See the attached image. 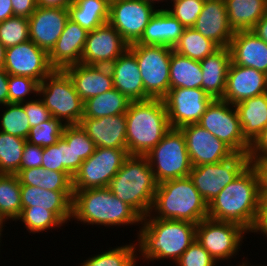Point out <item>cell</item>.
Masks as SVG:
<instances>
[{"instance_id":"obj_21","label":"cell","mask_w":267,"mask_h":266,"mask_svg":"<svg viewBox=\"0 0 267 266\" xmlns=\"http://www.w3.org/2000/svg\"><path fill=\"white\" fill-rule=\"evenodd\" d=\"M193 28L219 47H228L235 32L228 22L225 0H205Z\"/></svg>"},{"instance_id":"obj_39","label":"cell","mask_w":267,"mask_h":266,"mask_svg":"<svg viewBox=\"0 0 267 266\" xmlns=\"http://www.w3.org/2000/svg\"><path fill=\"white\" fill-rule=\"evenodd\" d=\"M21 222L26 232L29 234H39L53 232L52 229L58 230L65 227V223L52 211L45 208H34V206L25 207L22 209L20 216L15 220V223ZM64 225L63 228H61ZM51 229V230H50ZM49 230V231H48Z\"/></svg>"},{"instance_id":"obj_50","label":"cell","mask_w":267,"mask_h":266,"mask_svg":"<svg viewBox=\"0 0 267 266\" xmlns=\"http://www.w3.org/2000/svg\"><path fill=\"white\" fill-rule=\"evenodd\" d=\"M42 167L52 171L63 172L61 148H58V141L56 144L43 148Z\"/></svg>"},{"instance_id":"obj_43","label":"cell","mask_w":267,"mask_h":266,"mask_svg":"<svg viewBox=\"0 0 267 266\" xmlns=\"http://www.w3.org/2000/svg\"><path fill=\"white\" fill-rule=\"evenodd\" d=\"M65 124L58 118L51 117L49 120L30 128L26 141L42 148L56 144L62 137Z\"/></svg>"},{"instance_id":"obj_37","label":"cell","mask_w":267,"mask_h":266,"mask_svg":"<svg viewBox=\"0 0 267 266\" xmlns=\"http://www.w3.org/2000/svg\"><path fill=\"white\" fill-rule=\"evenodd\" d=\"M21 184L16 174H0V216L6 223L21 214ZM10 221V222H7Z\"/></svg>"},{"instance_id":"obj_15","label":"cell","mask_w":267,"mask_h":266,"mask_svg":"<svg viewBox=\"0 0 267 266\" xmlns=\"http://www.w3.org/2000/svg\"><path fill=\"white\" fill-rule=\"evenodd\" d=\"M212 100L201 88L169 89L163 101L171 128L198 123Z\"/></svg>"},{"instance_id":"obj_41","label":"cell","mask_w":267,"mask_h":266,"mask_svg":"<svg viewBox=\"0 0 267 266\" xmlns=\"http://www.w3.org/2000/svg\"><path fill=\"white\" fill-rule=\"evenodd\" d=\"M0 110H3L0 115V131L27 139L30 125L23 106L20 103H8L1 106Z\"/></svg>"},{"instance_id":"obj_53","label":"cell","mask_w":267,"mask_h":266,"mask_svg":"<svg viewBox=\"0 0 267 266\" xmlns=\"http://www.w3.org/2000/svg\"><path fill=\"white\" fill-rule=\"evenodd\" d=\"M249 158H267V126L250 144Z\"/></svg>"},{"instance_id":"obj_64","label":"cell","mask_w":267,"mask_h":266,"mask_svg":"<svg viewBox=\"0 0 267 266\" xmlns=\"http://www.w3.org/2000/svg\"><path fill=\"white\" fill-rule=\"evenodd\" d=\"M260 207H267V195L262 199Z\"/></svg>"},{"instance_id":"obj_48","label":"cell","mask_w":267,"mask_h":266,"mask_svg":"<svg viewBox=\"0 0 267 266\" xmlns=\"http://www.w3.org/2000/svg\"><path fill=\"white\" fill-rule=\"evenodd\" d=\"M20 104L23 106L29 118L30 128L35 127L52 117L50 111L45 107L39 96L38 98Z\"/></svg>"},{"instance_id":"obj_11","label":"cell","mask_w":267,"mask_h":266,"mask_svg":"<svg viewBox=\"0 0 267 266\" xmlns=\"http://www.w3.org/2000/svg\"><path fill=\"white\" fill-rule=\"evenodd\" d=\"M197 124L223 141L235 153L248 155L250 143L243 136L234 105L222 99H213Z\"/></svg>"},{"instance_id":"obj_18","label":"cell","mask_w":267,"mask_h":266,"mask_svg":"<svg viewBox=\"0 0 267 266\" xmlns=\"http://www.w3.org/2000/svg\"><path fill=\"white\" fill-rule=\"evenodd\" d=\"M180 129L186 139L192 167L222 162L235 154L228 145L197 123L185 125Z\"/></svg>"},{"instance_id":"obj_8","label":"cell","mask_w":267,"mask_h":266,"mask_svg":"<svg viewBox=\"0 0 267 266\" xmlns=\"http://www.w3.org/2000/svg\"><path fill=\"white\" fill-rule=\"evenodd\" d=\"M146 157L158 184L187 177L192 169L186 139L180 128H171Z\"/></svg>"},{"instance_id":"obj_57","label":"cell","mask_w":267,"mask_h":266,"mask_svg":"<svg viewBox=\"0 0 267 266\" xmlns=\"http://www.w3.org/2000/svg\"><path fill=\"white\" fill-rule=\"evenodd\" d=\"M251 31L267 43V13L255 24Z\"/></svg>"},{"instance_id":"obj_42","label":"cell","mask_w":267,"mask_h":266,"mask_svg":"<svg viewBox=\"0 0 267 266\" xmlns=\"http://www.w3.org/2000/svg\"><path fill=\"white\" fill-rule=\"evenodd\" d=\"M62 138L75 152V174L80 169L83 161L88 159L95 150L94 142L89 138L80 124L65 125Z\"/></svg>"},{"instance_id":"obj_46","label":"cell","mask_w":267,"mask_h":266,"mask_svg":"<svg viewBox=\"0 0 267 266\" xmlns=\"http://www.w3.org/2000/svg\"><path fill=\"white\" fill-rule=\"evenodd\" d=\"M205 0L171 1L165 9L172 14L185 28L193 27L202 11Z\"/></svg>"},{"instance_id":"obj_17","label":"cell","mask_w":267,"mask_h":266,"mask_svg":"<svg viewBox=\"0 0 267 266\" xmlns=\"http://www.w3.org/2000/svg\"><path fill=\"white\" fill-rule=\"evenodd\" d=\"M129 47L120 33L109 23L88 32L81 63L110 66Z\"/></svg>"},{"instance_id":"obj_7","label":"cell","mask_w":267,"mask_h":266,"mask_svg":"<svg viewBox=\"0 0 267 266\" xmlns=\"http://www.w3.org/2000/svg\"><path fill=\"white\" fill-rule=\"evenodd\" d=\"M38 96L51 116L65 125L80 124L84 116V102L76 92L68 74L54 69L38 87Z\"/></svg>"},{"instance_id":"obj_36","label":"cell","mask_w":267,"mask_h":266,"mask_svg":"<svg viewBox=\"0 0 267 266\" xmlns=\"http://www.w3.org/2000/svg\"><path fill=\"white\" fill-rule=\"evenodd\" d=\"M137 243L136 240L129 242V244L123 243L120 246L109 247L108 250H103L89 256L80 266H138L137 255ZM78 265V266H79Z\"/></svg>"},{"instance_id":"obj_40","label":"cell","mask_w":267,"mask_h":266,"mask_svg":"<svg viewBox=\"0 0 267 266\" xmlns=\"http://www.w3.org/2000/svg\"><path fill=\"white\" fill-rule=\"evenodd\" d=\"M26 139L0 131V174H16L21 167Z\"/></svg>"},{"instance_id":"obj_10","label":"cell","mask_w":267,"mask_h":266,"mask_svg":"<svg viewBox=\"0 0 267 266\" xmlns=\"http://www.w3.org/2000/svg\"><path fill=\"white\" fill-rule=\"evenodd\" d=\"M247 234L250 233L236 223L210 218H205L196 225V240L218 263H231L233 258L235 261Z\"/></svg>"},{"instance_id":"obj_55","label":"cell","mask_w":267,"mask_h":266,"mask_svg":"<svg viewBox=\"0 0 267 266\" xmlns=\"http://www.w3.org/2000/svg\"><path fill=\"white\" fill-rule=\"evenodd\" d=\"M253 234H261V236L267 238V207H260L259 215L256 222V225L251 232Z\"/></svg>"},{"instance_id":"obj_3","label":"cell","mask_w":267,"mask_h":266,"mask_svg":"<svg viewBox=\"0 0 267 266\" xmlns=\"http://www.w3.org/2000/svg\"><path fill=\"white\" fill-rule=\"evenodd\" d=\"M73 191L72 222L106 229L142 224V217L107 187Z\"/></svg>"},{"instance_id":"obj_35","label":"cell","mask_w":267,"mask_h":266,"mask_svg":"<svg viewBox=\"0 0 267 266\" xmlns=\"http://www.w3.org/2000/svg\"><path fill=\"white\" fill-rule=\"evenodd\" d=\"M131 101L117 89L92 97L84 102L83 118H102L127 112Z\"/></svg>"},{"instance_id":"obj_62","label":"cell","mask_w":267,"mask_h":266,"mask_svg":"<svg viewBox=\"0 0 267 266\" xmlns=\"http://www.w3.org/2000/svg\"><path fill=\"white\" fill-rule=\"evenodd\" d=\"M231 266H233V264ZM234 266H263V265L261 263L258 265L257 264L251 265V263L249 262V259L246 257V258H244V260L242 258V262H240V263H238V265H234Z\"/></svg>"},{"instance_id":"obj_1","label":"cell","mask_w":267,"mask_h":266,"mask_svg":"<svg viewBox=\"0 0 267 266\" xmlns=\"http://www.w3.org/2000/svg\"><path fill=\"white\" fill-rule=\"evenodd\" d=\"M196 225L192 222L154 218L148 214L142 218L135 239L138 261L154 263L160 260L175 263L196 239ZM155 260V261H154Z\"/></svg>"},{"instance_id":"obj_12","label":"cell","mask_w":267,"mask_h":266,"mask_svg":"<svg viewBox=\"0 0 267 266\" xmlns=\"http://www.w3.org/2000/svg\"><path fill=\"white\" fill-rule=\"evenodd\" d=\"M128 156L127 149L96 147L73 176V190L108 187Z\"/></svg>"},{"instance_id":"obj_34","label":"cell","mask_w":267,"mask_h":266,"mask_svg":"<svg viewBox=\"0 0 267 266\" xmlns=\"http://www.w3.org/2000/svg\"><path fill=\"white\" fill-rule=\"evenodd\" d=\"M202 69L200 61L190 59L172 51L170 60V89L201 88Z\"/></svg>"},{"instance_id":"obj_32","label":"cell","mask_w":267,"mask_h":266,"mask_svg":"<svg viewBox=\"0 0 267 266\" xmlns=\"http://www.w3.org/2000/svg\"><path fill=\"white\" fill-rule=\"evenodd\" d=\"M68 9L69 18L89 32L108 23L110 2L108 0H74Z\"/></svg>"},{"instance_id":"obj_30","label":"cell","mask_w":267,"mask_h":266,"mask_svg":"<svg viewBox=\"0 0 267 266\" xmlns=\"http://www.w3.org/2000/svg\"><path fill=\"white\" fill-rule=\"evenodd\" d=\"M244 138L251 144L267 126V92L234 105Z\"/></svg>"},{"instance_id":"obj_61","label":"cell","mask_w":267,"mask_h":266,"mask_svg":"<svg viewBox=\"0 0 267 266\" xmlns=\"http://www.w3.org/2000/svg\"><path fill=\"white\" fill-rule=\"evenodd\" d=\"M5 50L6 48L4 45L0 42V68H3L4 61H5Z\"/></svg>"},{"instance_id":"obj_23","label":"cell","mask_w":267,"mask_h":266,"mask_svg":"<svg viewBox=\"0 0 267 266\" xmlns=\"http://www.w3.org/2000/svg\"><path fill=\"white\" fill-rule=\"evenodd\" d=\"M80 125L95 147L127 149L126 113L102 118H82Z\"/></svg>"},{"instance_id":"obj_54","label":"cell","mask_w":267,"mask_h":266,"mask_svg":"<svg viewBox=\"0 0 267 266\" xmlns=\"http://www.w3.org/2000/svg\"><path fill=\"white\" fill-rule=\"evenodd\" d=\"M14 16L29 18L37 8L36 0H11Z\"/></svg>"},{"instance_id":"obj_6","label":"cell","mask_w":267,"mask_h":266,"mask_svg":"<svg viewBox=\"0 0 267 266\" xmlns=\"http://www.w3.org/2000/svg\"><path fill=\"white\" fill-rule=\"evenodd\" d=\"M157 185L147 157L129 155L107 188L144 218L152 209Z\"/></svg>"},{"instance_id":"obj_22","label":"cell","mask_w":267,"mask_h":266,"mask_svg":"<svg viewBox=\"0 0 267 266\" xmlns=\"http://www.w3.org/2000/svg\"><path fill=\"white\" fill-rule=\"evenodd\" d=\"M63 70L68 74L83 102L114 88L109 66L79 63L68 66Z\"/></svg>"},{"instance_id":"obj_4","label":"cell","mask_w":267,"mask_h":266,"mask_svg":"<svg viewBox=\"0 0 267 266\" xmlns=\"http://www.w3.org/2000/svg\"><path fill=\"white\" fill-rule=\"evenodd\" d=\"M126 125L128 154L146 156L171 129L163 99L131 101Z\"/></svg>"},{"instance_id":"obj_29","label":"cell","mask_w":267,"mask_h":266,"mask_svg":"<svg viewBox=\"0 0 267 266\" xmlns=\"http://www.w3.org/2000/svg\"><path fill=\"white\" fill-rule=\"evenodd\" d=\"M230 63L231 54L228 47H220L200 61L203 75L202 89L213 99H222L224 96Z\"/></svg>"},{"instance_id":"obj_5","label":"cell","mask_w":267,"mask_h":266,"mask_svg":"<svg viewBox=\"0 0 267 266\" xmlns=\"http://www.w3.org/2000/svg\"><path fill=\"white\" fill-rule=\"evenodd\" d=\"M150 214L154 218L198 224L208 218V204L194 186L192 179L187 176L166 180L157 185Z\"/></svg>"},{"instance_id":"obj_56","label":"cell","mask_w":267,"mask_h":266,"mask_svg":"<svg viewBox=\"0 0 267 266\" xmlns=\"http://www.w3.org/2000/svg\"><path fill=\"white\" fill-rule=\"evenodd\" d=\"M8 77L4 68H0V106L8 104Z\"/></svg>"},{"instance_id":"obj_28","label":"cell","mask_w":267,"mask_h":266,"mask_svg":"<svg viewBox=\"0 0 267 266\" xmlns=\"http://www.w3.org/2000/svg\"><path fill=\"white\" fill-rule=\"evenodd\" d=\"M185 27L166 9H158L150 18L141 38L133 44L163 45L173 48Z\"/></svg>"},{"instance_id":"obj_27","label":"cell","mask_w":267,"mask_h":266,"mask_svg":"<svg viewBox=\"0 0 267 266\" xmlns=\"http://www.w3.org/2000/svg\"><path fill=\"white\" fill-rule=\"evenodd\" d=\"M73 193L74 191H50L21 185L22 209L29 206L45 208L54 212L68 226L72 218Z\"/></svg>"},{"instance_id":"obj_38","label":"cell","mask_w":267,"mask_h":266,"mask_svg":"<svg viewBox=\"0 0 267 266\" xmlns=\"http://www.w3.org/2000/svg\"><path fill=\"white\" fill-rule=\"evenodd\" d=\"M219 48L212 40L190 27L184 29L179 41L173 47V51L190 59L201 61Z\"/></svg>"},{"instance_id":"obj_44","label":"cell","mask_w":267,"mask_h":266,"mask_svg":"<svg viewBox=\"0 0 267 266\" xmlns=\"http://www.w3.org/2000/svg\"><path fill=\"white\" fill-rule=\"evenodd\" d=\"M30 40L28 18L13 16L0 23V42L5 48Z\"/></svg>"},{"instance_id":"obj_31","label":"cell","mask_w":267,"mask_h":266,"mask_svg":"<svg viewBox=\"0 0 267 266\" xmlns=\"http://www.w3.org/2000/svg\"><path fill=\"white\" fill-rule=\"evenodd\" d=\"M225 5L234 32L252 30L267 13V0H225Z\"/></svg>"},{"instance_id":"obj_63","label":"cell","mask_w":267,"mask_h":266,"mask_svg":"<svg viewBox=\"0 0 267 266\" xmlns=\"http://www.w3.org/2000/svg\"><path fill=\"white\" fill-rule=\"evenodd\" d=\"M5 224H7L0 216V230H4V227H7Z\"/></svg>"},{"instance_id":"obj_49","label":"cell","mask_w":267,"mask_h":266,"mask_svg":"<svg viewBox=\"0 0 267 266\" xmlns=\"http://www.w3.org/2000/svg\"><path fill=\"white\" fill-rule=\"evenodd\" d=\"M43 148L41 146L25 143L20 169L42 167Z\"/></svg>"},{"instance_id":"obj_60","label":"cell","mask_w":267,"mask_h":266,"mask_svg":"<svg viewBox=\"0 0 267 266\" xmlns=\"http://www.w3.org/2000/svg\"><path fill=\"white\" fill-rule=\"evenodd\" d=\"M145 1L154 5L157 8L160 7V9H164L165 8L164 5L168 2L167 5L169 6L172 0H145ZM163 2H166V3L162 4ZM159 3L162 4V6H160Z\"/></svg>"},{"instance_id":"obj_20","label":"cell","mask_w":267,"mask_h":266,"mask_svg":"<svg viewBox=\"0 0 267 266\" xmlns=\"http://www.w3.org/2000/svg\"><path fill=\"white\" fill-rule=\"evenodd\" d=\"M267 92V74L251 67L230 63L222 100L235 105Z\"/></svg>"},{"instance_id":"obj_14","label":"cell","mask_w":267,"mask_h":266,"mask_svg":"<svg viewBox=\"0 0 267 266\" xmlns=\"http://www.w3.org/2000/svg\"><path fill=\"white\" fill-rule=\"evenodd\" d=\"M158 9L145 0H114L110 2L108 23L130 45L141 38L150 18Z\"/></svg>"},{"instance_id":"obj_13","label":"cell","mask_w":267,"mask_h":266,"mask_svg":"<svg viewBox=\"0 0 267 266\" xmlns=\"http://www.w3.org/2000/svg\"><path fill=\"white\" fill-rule=\"evenodd\" d=\"M249 164L247 154L235 153L222 162L192 167L189 177L205 202L209 204Z\"/></svg>"},{"instance_id":"obj_65","label":"cell","mask_w":267,"mask_h":266,"mask_svg":"<svg viewBox=\"0 0 267 266\" xmlns=\"http://www.w3.org/2000/svg\"><path fill=\"white\" fill-rule=\"evenodd\" d=\"M3 231H4V230H0V248H1V246H2V238H3V235H6V234H3ZM1 250H2V249H0V254H1Z\"/></svg>"},{"instance_id":"obj_26","label":"cell","mask_w":267,"mask_h":266,"mask_svg":"<svg viewBox=\"0 0 267 266\" xmlns=\"http://www.w3.org/2000/svg\"><path fill=\"white\" fill-rule=\"evenodd\" d=\"M113 86L130 101L150 99L144 91L143 80L135 55L127 49L109 66Z\"/></svg>"},{"instance_id":"obj_2","label":"cell","mask_w":267,"mask_h":266,"mask_svg":"<svg viewBox=\"0 0 267 266\" xmlns=\"http://www.w3.org/2000/svg\"><path fill=\"white\" fill-rule=\"evenodd\" d=\"M261 202L257 173L249 164L208 204V218L236 223L251 234Z\"/></svg>"},{"instance_id":"obj_45","label":"cell","mask_w":267,"mask_h":266,"mask_svg":"<svg viewBox=\"0 0 267 266\" xmlns=\"http://www.w3.org/2000/svg\"><path fill=\"white\" fill-rule=\"evenodd\" d=\"M8 87V103H23L38 97L39 82L35 79L9 75Z\"/></svg>"},{"instance_id":"obj_52","label":"cell","mask_w":267,"mask_h":266,"mask_svg":"<svg viewBox=\"0 0 267 266\" xmlns=\"http://www.w3.org/2000/svg\"><path fill=\"white\" fill-rule=\"evenodd\" d=\"M250 165L258 177L259 190L262 199L267 195V158H249Z\"/></svg>"},{"instance_id":"obj_47","label":"cell","mask_w":267,"mask_h":266,"mask_svg":"<svg viewBox=\"0 0 267 266\" xmlns=\"http://www.w3.org/2000/svg\"><path fill=\"white\" fill-rule=\"evenodd\" d=\"M175 266H217L219 263L209 252L195 241L183 252L180 258L174 263Z\"/></svg>"},{"instance_id":"obj_9","label":"cell","mask_w":267,"mask_h":266,"mask_svg":"<svg viewBox=\"0 0 267 266\" xmlns=\"http://www.w3.org/2000/svg\"><path fill=\"white\" fill-rule=\"evenodd\" d=\"M141 72L145 94L163 99L170 89V60L173 48L163 45L130 44Z\"/></svg>"},{"instance_id":"obj_51","label":"cell","mask_w":267,"mask_h":266,"mask_svg":"<svg viewBox=\"0 0 267 266\" xmlns=\"http://www.w3.org/2000/svg\"><path fill=\"white\" fill-rule=\"evenodd\" d=\"M58 148H61L63 172L68 173L71 177L75 175V152L72 146L61 137L58 140Z\"/></svg>"},{"instance_id":"obj_59","label":"cell","mask_w":267,"mask_h":266,"mask_svg":"<svg viewBox=\"0 0 267 266\" xmlns=\"http://www.w3.org/2000/svg\"><path fill=\"white\" fill-rule=\"evenodd\" d=\"M13 16L14 11L11 0H0V23Z\"/></svg>"},{"instance_id":"obj_24","label":"cell","mask_w":267,"mask_h":266,"mask_svg":"<svg viewBox=\"0 0 267 266\" xmlns=\"http://www.w3.org/2000/svg\"><path fill=\"white\" fill-rule=\"evenodd\" d=\"M88 31L70 18L58 38L56 45L49 53V62L54 69H64L81 63L82 52Z\"/></svg>"},{"instance_id":"obj_33","label":"cell","mask_w":267,"mask_h":266,"mask_svg":"<svg viewBox=\"0 0 267 266\" xmlns=\"http://www.w3.org/2000/svg\"><path fill=\"white\" fill-rule=\"evenodd\" d=\"M16 175L21 185L40 187L50 191H73V177L66 172L35 167L20 169Z\"/></svg>"},{"instance_id":"obj_16","label":"cell","mask_w":267,"mask_h":266,"mask_svg":"<svg viewBox=\"0 0 267 266\" xmlns=\"http://www.w3.org/2000/svg\"><path fill=\"white\" fill-rule=\"evenodd\" d=\"M3 68L9 75L29 77L39 83L54 70L49 54L31 40L6 48Z\"/></svg>"},{"instance_id":"obj_58","label":"cell","mask_w":267,"mask_h":266,"mask_svg":"<svg viewBox=\"0 0 267 266\" xmlns=\"http://www.w3.org/2000/svg\"><path fill=\"white\" fill-rule=\"evenodd\" d=\"M36 2L40 7L68 8L74 0H36Z\"/></svg>"},{"instance_id":"obj_25","label":"cell","mask_w":267,"mask_h":266,"mask_svg":"<svg viewBox=\"0 0 267 266\" xmlns=\"http://www.w3.org/2000/svg\"><path fill=\"white\" fill-rule=\"evenodd\" d=\"M228 48L232 63L267 74V43L251 30L236 31Z\"/></svg>"},{"instance_id":"obj_19","label":"cell","mask_w":267,"mask_h":266,"mask_svg":"<svg viewBox=\"0 0 267 266\" xmlns=\"http://www.w3.org/2000/svg\"><path fill=\"white\" fill-rule=\"evenodd\" d=\"M69 19L68 8L40 7L28 18L30 40L48 54Z\"/></svg>"}]
</instances>
